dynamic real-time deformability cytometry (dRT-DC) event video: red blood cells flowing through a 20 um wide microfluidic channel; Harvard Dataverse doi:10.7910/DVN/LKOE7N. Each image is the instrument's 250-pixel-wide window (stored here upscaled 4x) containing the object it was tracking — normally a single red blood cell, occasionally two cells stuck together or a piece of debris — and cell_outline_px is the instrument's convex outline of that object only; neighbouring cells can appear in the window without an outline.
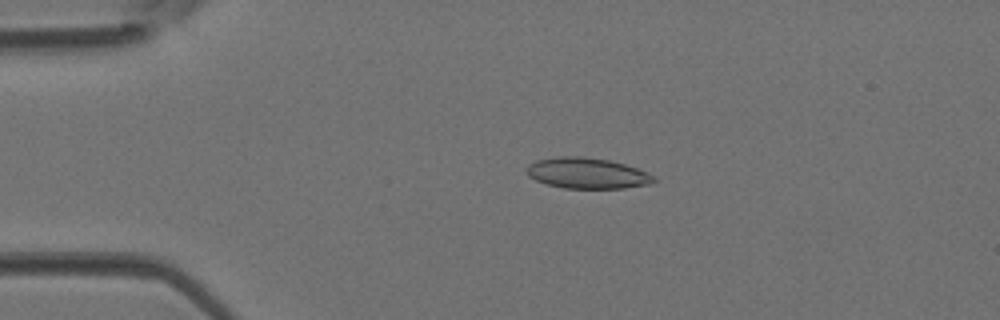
{"species": "Egyptian fruit bat (a non-hibernating species)", "species_latin": "Rousettus aegyptiacus", "temperature_condition": "room temperature", "stored_images_in_passage": 45, "camera_frame_rate_fps": 3000, "um_per_image_px": 0.085, "animal": {"sex": "female"}, "frame": {"image": 1, "passage_image": 10, "time_ms": 3.0, "image_size_px": [1000, 320], "cell_outline_px": [[656, 180], [648, 184], [624, 188], [564, 188], [544, 184], [528, 176], [524, 168], [528, 164], [536, 160], [556, 156], [584, 156], [608, 160], [624, 164], [636, 168], [656, 176]], "centroid_in_image_um": [49.84, 14.71], "position_along_channel_um": 35.2, "area_um2": 23.0}}
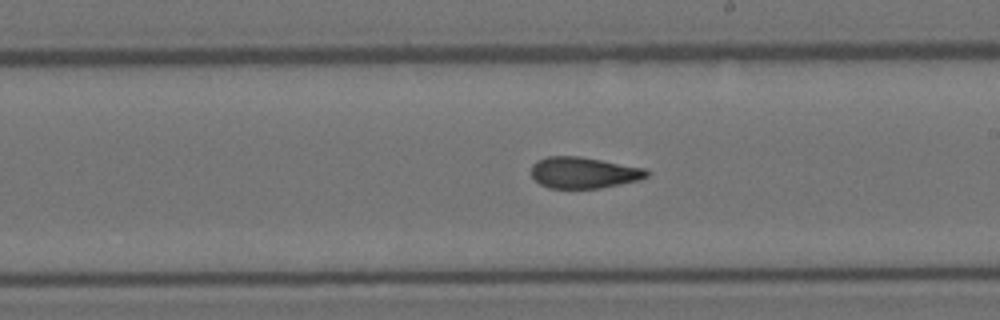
{"frame": {"image": 2, "passage_image": 26, "time_ms": 8.333, "image_size_px": [1000, 320], "cell_outline_px": [[648, 176], [640, 180], [600, 188], [548, 188], [540, 184], [532, 176], [532, 164], [536, 160], [548, 156], [580, 156], [648, 168]], "centroid_in_image_um": [49.63, 14.67], "position_along_channel_um": 239.4, "area_um2": 21.21}}
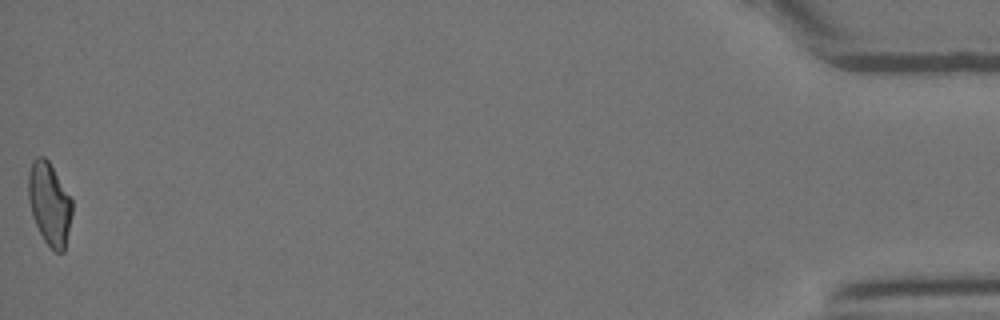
{"frame": {"image": 3, "passage_image": 45, "time_ms": 14.667, "image_size_px": [1000, 320], "cell_outline_px": [[72, 212], [64, 252], [56, 252], [44, 240], [32, 216], [28, 196], [28, 172], [32, 160], [36, 156], [44, 156], [48, 160], [72, 200]], "centroid_in_image_um": [4.19, 17.29], "position_along_channel_um": 431.0, "area_um2": 20.87}}